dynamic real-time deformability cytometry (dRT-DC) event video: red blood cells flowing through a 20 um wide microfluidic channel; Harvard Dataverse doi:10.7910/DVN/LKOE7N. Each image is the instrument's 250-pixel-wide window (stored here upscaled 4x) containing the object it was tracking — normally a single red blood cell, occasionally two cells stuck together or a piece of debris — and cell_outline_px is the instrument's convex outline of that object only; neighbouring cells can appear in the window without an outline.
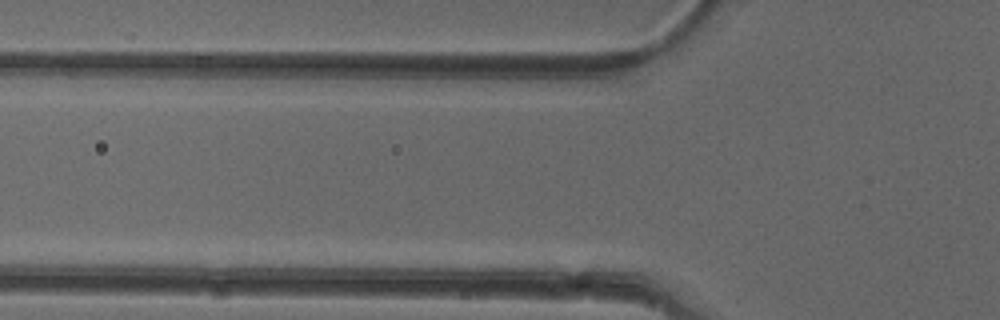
{"species": "common noctule bat (a hibernating species)", "species_latin": "Nyctalus noctula", "temperature_condition": "cold", "stored_images_in_passage": 3, "camera_frame_rate_fps": 3000, "um_per_image_px": 0.085, "animal": {"sex": "female"}, "frame": {"image": 1, "passage_image": 3, "time_ms": 0.667, "image_size_px": [1000, 320], "cell_outline_px": [[644, 304], [632, 304], [460, 300], [460, 296], [476, 284], [584, 288], [604, 292], [636, 300]], "centroid_in_image_um": [46.08, 25.06], "position_along_channel_um": 79.7, "area_um2": 17.17}}